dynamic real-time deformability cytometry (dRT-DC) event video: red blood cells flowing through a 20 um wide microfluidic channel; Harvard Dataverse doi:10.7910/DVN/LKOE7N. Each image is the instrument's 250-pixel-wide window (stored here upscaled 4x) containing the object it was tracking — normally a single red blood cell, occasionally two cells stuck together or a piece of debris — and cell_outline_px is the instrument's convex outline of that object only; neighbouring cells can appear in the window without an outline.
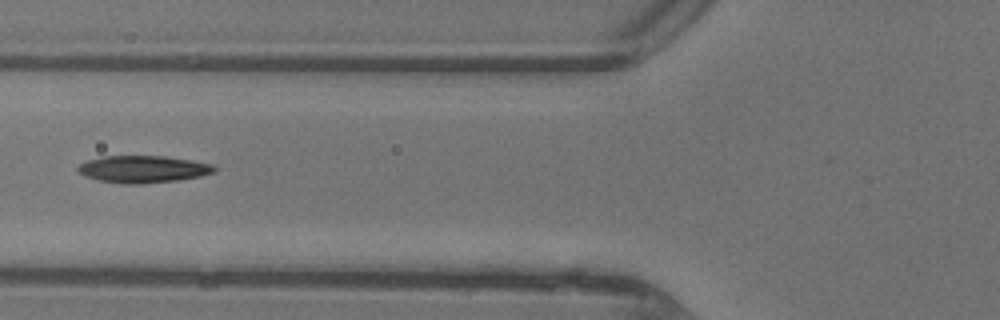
{"species": "common noctule bat (a hibernating species)", "species_latin": "Nyctalus noctula", "temperature_condition": "warm", "stored_images_in_passage": 33, "camera_frame_rate_fps": 3000, "um_per_image_px": 0.085, "animal": {"sex": "female"}, "frame": {"image": 1, "passage_image": 5, "time_ms": 1.333, "image_size_px": [1000, 320], "cell_outline_px": [[216, 172], [200, 176], [176, 180], [140, 184], [124, 184], [100, 180], [84, 176], [76, 168], [80, 164], [88, 160], [104, 156], [164, 156], [192, 160], [216, 164]], "centroid_in_image_um": [12.2, 14.37], "position_along_channel_um": 113.6, "area_um2": 21.56}}
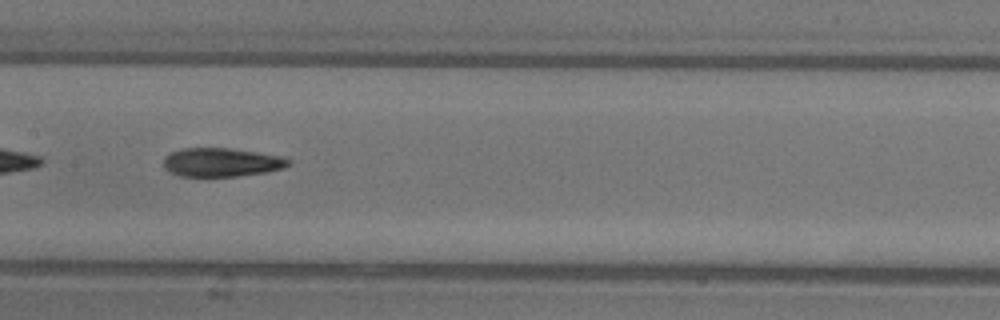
{"frame": {"image": 2, "passage_image": 10, "time_ms": 3.0, "image_size_px": [1000, 320], "cell_outline_px": [[292, 160], [284, 168], [268, 172], [236, 176], [176, 176], [164, 168], [164, 156], [172, 152], [184, 148], [228, 148], [284, 156]], "centroid_in_image_um": [18.84, 13.8], "position_along_channel_um": 188.6, "area_um2": 20.98}}